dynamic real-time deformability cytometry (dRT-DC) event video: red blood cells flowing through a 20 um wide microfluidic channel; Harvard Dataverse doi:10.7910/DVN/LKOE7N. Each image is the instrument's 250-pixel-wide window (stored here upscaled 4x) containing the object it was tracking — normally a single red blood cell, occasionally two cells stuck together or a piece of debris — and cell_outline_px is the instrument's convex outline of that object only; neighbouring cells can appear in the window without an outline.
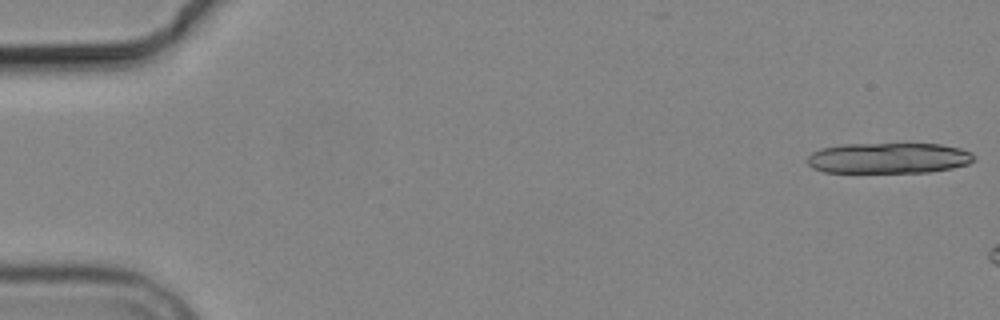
{"species": "common noctule bat (a hibernating species)", "species_latin": "Nyctalus noctula", "temperature_condition": "cold", "stored_images_in_passage": 3, "camera_frame_rate_fps": 3000, "um_per_image_px": 0.085, "animal": {"sex": "male", "body_mass_g": 19.2, "forearm_length_mm": 51.8}, "frame": {"image": 1, "passage_image": 1, "time_ms": 0.0, "image_size_px": [1000, 320], "cell_outline_px": [[976, 160], [968, 164], [952, 168], [928, 172], [824, 172], [812, 168], [808, 164], [808, 156], [812, 152], [820, 148], [840, 144], [940, 144], [960, 148], [972, 152], [976, 156]], "centroid_in_image_um": [75.55, 13.43], "position_along_channel_um": 9.5, "area_um2": 30.0}}